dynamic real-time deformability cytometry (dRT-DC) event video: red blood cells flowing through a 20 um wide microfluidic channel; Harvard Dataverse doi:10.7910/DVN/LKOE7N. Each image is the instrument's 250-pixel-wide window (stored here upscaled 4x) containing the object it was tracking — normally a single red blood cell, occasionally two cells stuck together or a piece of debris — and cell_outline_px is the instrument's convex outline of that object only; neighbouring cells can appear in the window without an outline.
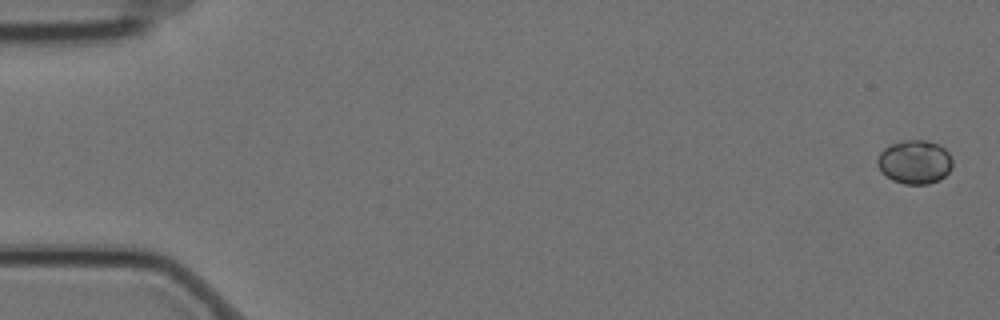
{"species": "Egyptian fruit bat (a non-hibernating species)", "species_latin": "Rousettus aegyptiacus", "temperature_condition": "cold", "stored_images_in_passage": 4, "camera_frame_rate_fps": 3000, "um_per_image_px": 0.085, "animal": {"sex": "female"}, "frame": {"image": 1, "passage_image": 1, "time_ms": 0.0, "image_size_px": [1000, 320], "cell_outline_px": [[952, 168], [940, 180], [928, 184], [904, 184], [892, 180], [876, 164], [876, 160], [880, 152], [884, 148], [892, 144], [904, 140], [928, 140], [940, 144], [948, 152], [952, 160]], "centroid_in_image_um": [77.77, 13.76], "position_along_channel_um": 7.2, "area_um2": 19.19}}